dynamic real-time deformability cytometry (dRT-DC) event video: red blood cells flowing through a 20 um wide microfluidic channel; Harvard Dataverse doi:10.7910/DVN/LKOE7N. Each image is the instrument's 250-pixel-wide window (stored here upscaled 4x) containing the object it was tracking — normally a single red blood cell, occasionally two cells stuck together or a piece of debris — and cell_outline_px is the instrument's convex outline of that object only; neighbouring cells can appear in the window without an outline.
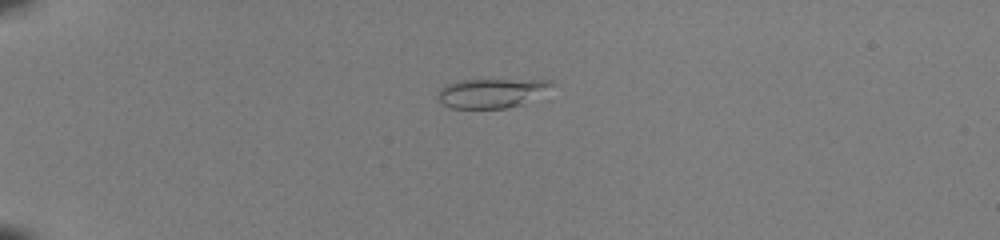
{"species": "common noctule bat (a hibernating species)", "species_latin": "Nyctalus noctula", "temperature_condition": "room temperature", "stored_images_in_passage": 39, "camera_frame_rate_fps": 3000, "um_per_image_px": 0.085, "animal": {"sex": "female", "body_mass_g": 22.0, "forearm_length_mm": 56.7}, "frame": {"image": 1, "passage_image": 2, "time_ms": 0.333, "image_size_px": [1000, 240], "cell_outline_px": [[552, 84], [524, 104], [508, 108], [452, 108], [444, 104], [440, 100], [440, 88], [448, 84], [460, 80], [552, 80]], "centroid_in_image_um": [41.74, 7.91], "position_along_channel_um": 43.3, "area_um2": 18.79}}
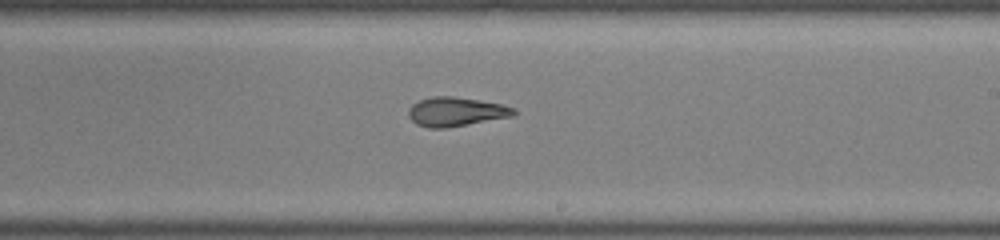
{"frame": {"image": 2, "passage_image": 21, "time_ms": 6.667, "image_size_px": [1000, 240], "cell_outline_px": [[516, 116], [444, 128], [428, 128], [416, 124], [408, 116], [408, 108], [412, 104], [420, 100], [432, 96], [452, 96], [500, 104], [516, 108]], "centroid_in_image_um": [38.75, 9.5], "position_along_channel_um": 250.3, "area_um2": 17.86}}
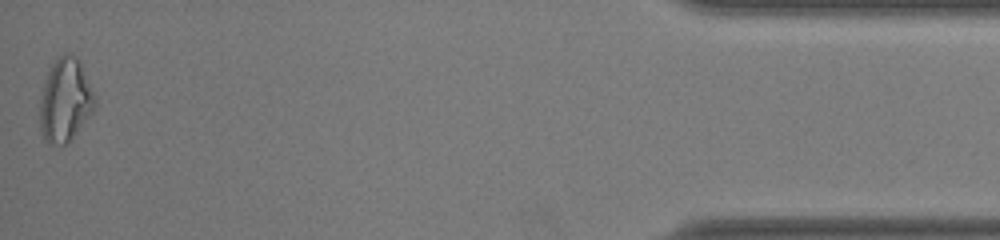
{"frame": {"image": 3, "passage_image": 39, "time_ms": 12.667, "image_size_px": [1000, 240], "cell_outline_px": [[96, 104], [92, 112], [72, 136], [64, 144], [52, 144], [44, 136], [40, 128], [40, 100], [44, 84], [48, 72], [56, 56], [64, 52], [68, 52], [76, 56], [80, 60], [96, 96]], "centroid_in_image_um": [5.56, 8.42], "position_along_channel_um": 429.6, "area_um2": 26.47}, "authors_computed_cell_mechanics": {"area_um2": 18.3226, "velocity_mm_per_s": 4.1037, "shape_relaxation_time_tau1_ms": null, "shape_relaxation_time_tau2_ms": 2.1111, "deformation_change_tau1": null, "deformation_change_tau2": 0.1009}}